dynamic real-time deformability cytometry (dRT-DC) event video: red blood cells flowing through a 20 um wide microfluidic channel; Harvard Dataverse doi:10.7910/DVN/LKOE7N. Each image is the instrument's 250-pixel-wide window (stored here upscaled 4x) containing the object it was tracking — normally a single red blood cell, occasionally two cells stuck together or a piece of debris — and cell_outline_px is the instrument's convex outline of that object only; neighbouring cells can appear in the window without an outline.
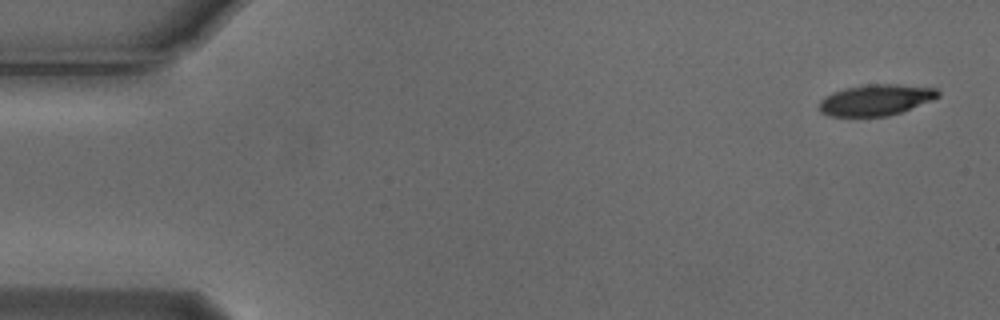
{"species": "Egyptian fruit bat (a non-hibernating species)", "species_latin": "Rousettus aegyptiacus", "temperature_condition": "cold", "stored_images_in_passage": 53, "camera_frame_rate_fps": 3000, "um_per_image_px": 0.085, "animal": {"sex": "male"}, "frame": {"image": 1, "passage_image": 1, "time_ms": 0.0, "image_size_px": [1000, 320], "cell_outline_px": [[940, 96], [932, 100], [900, 112], [888, 116], [828, 116], [820, 112], [820, 100], [824, 96], [832, 92], [844, 88], [868, 84], [896, 84], [936, 88], [940, 92]], "centroid_in_image_um": [74.43, 8.49], "position_along_channel_um": 10.6, "area_um2": 21.5}}
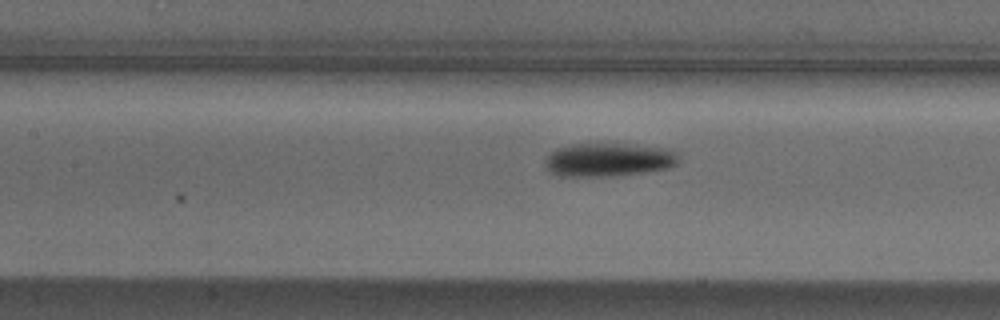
{"frame": {"image": 2, "passage_image": 23, "time_ms": 7.333, "image_size_px": [1000, 320], "cell_outline_px": [[680, 160], [672, 168], [616, 176], [560, 176], [552, 172], [544, 164], [544, 160], [556, 148], [572, 144], [632, 144], [672, 148], [676, 152]], "centroid_in_image_um": [51.8, 13.57], "position_along_channel_um": 155.6, "area_um2": 26.36}}
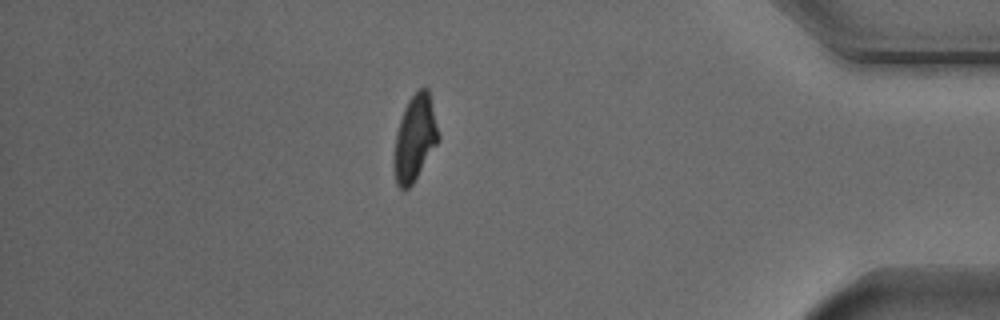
{"frame": {"image": 3, "passage_image": 46, "time_ms": 15.0, "image_size_px": [1000, 320], "cell_outline_px": [[440, 140], [412, 184], [408, 188], [400, 188], [396, 184], [392, 168], [392, 160], [396, 132], [404, 108], [408, 100], [420, 88], [428, 88], [440, 136]], "centroid_in_image_um": [35.24, 11.77], "position_along_channel_um": 400.0, "area_um2": 22.37}, "authors_computed_cell_mechanics": {"area_um2": 23.4668, "velocity_mm_per_s": 3.7366, "shape_relaxation_time_tau1_ms": 1.8646, "shape_relaxation_time_tau2_ms": null, "deformation_change_tau1": 0.1578, "deformation_change_tau2": null}}